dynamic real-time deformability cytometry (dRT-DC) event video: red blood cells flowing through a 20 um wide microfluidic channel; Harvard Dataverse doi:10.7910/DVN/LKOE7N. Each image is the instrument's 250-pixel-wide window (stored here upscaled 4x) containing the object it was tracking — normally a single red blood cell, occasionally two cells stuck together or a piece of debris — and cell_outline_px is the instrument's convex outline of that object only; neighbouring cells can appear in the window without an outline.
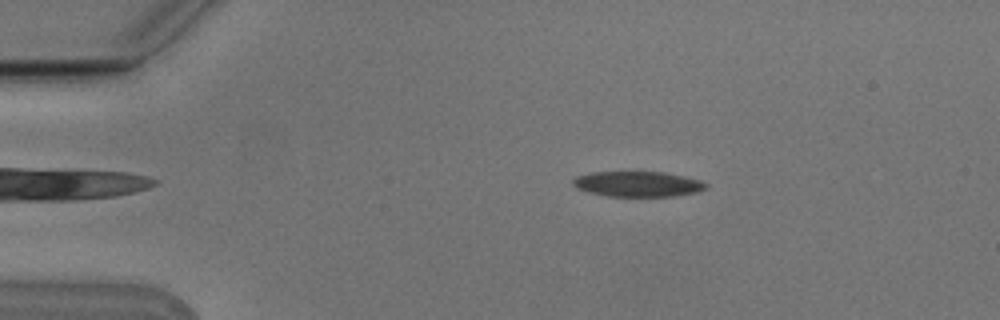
{"species": "Egyptian fruit bat (a non-hibernating species)", "species_latin": "Rousettus aegyptiacus", "temperature_condition": "cold", "stored_images_in_passage": 4, "camera_frame_rate_fps": 3000, "um_per_image_px": 0.085, "animal": {"sex": "male"}, "frame": {"image": 1, "passage_image": 3, "time_ms": 0.667, "image_size_px": [1000, 320], "cell_outline_px": [[708, 188], [696, 192], [676, 196], [608, 196], [588, 192], [576, 188], [572, 184], [572, 180], [576, 176], [592, 172], [664, 172], [684, 176], [700, 180], [708, 184]], "centroid_in_image_um": [54.21, 15.64], "position_along_channel_um": 30.8, "area_um2": 19.71}}